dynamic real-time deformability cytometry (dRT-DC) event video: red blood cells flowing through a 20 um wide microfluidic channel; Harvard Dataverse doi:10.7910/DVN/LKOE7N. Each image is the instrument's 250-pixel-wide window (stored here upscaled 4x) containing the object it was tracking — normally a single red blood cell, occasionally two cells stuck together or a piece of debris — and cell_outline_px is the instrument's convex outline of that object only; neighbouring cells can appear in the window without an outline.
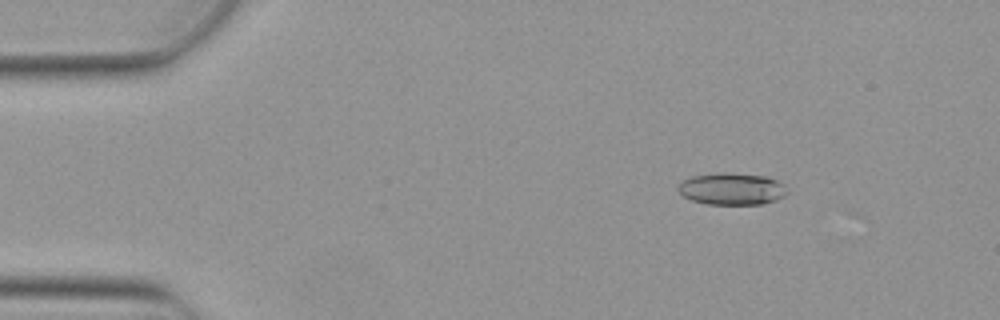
{"species": "Egyptian fruit bat (a non-hibernating species)", "species_latin": "Rousettus aegyptiacus", "temperature_condition": "warm", "stored_images_in_passage": 4, "camera_frame_rate_fps": 3000, "um_per_image_px": 0.085, "animal": {"sex": "female"}, "frame": {"image": 1, "passage_image": 2, "time_ms": 0.333, "image_size_px": [1000, 320], "cell_outline_px": [[788, 192], [784, 196], [776, 200], [760, 204], [708, 204], [692, 200], [684, 196], [676, 188], [684, 180], [692, 176], [716, 172], [728, 172], [768, 176], [784, 184]], "centroid_in_image_um": [62.23, 16.04], "position_along_channel_um": 22.8, "area_um2": 20.4}}